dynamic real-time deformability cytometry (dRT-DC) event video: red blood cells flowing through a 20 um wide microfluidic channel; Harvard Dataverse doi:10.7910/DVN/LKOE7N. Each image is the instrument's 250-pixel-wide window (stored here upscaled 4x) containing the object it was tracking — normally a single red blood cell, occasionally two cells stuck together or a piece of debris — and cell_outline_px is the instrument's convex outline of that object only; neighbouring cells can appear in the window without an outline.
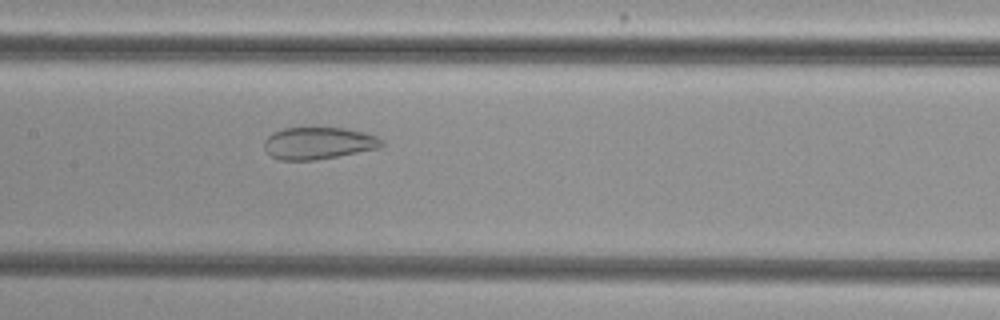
{"species": "common noctule bat (a hibernating species)", "species_latin": "Nyctalus noctula", "temperature_condition": "cold", "stored_images_in_passage": 41, "camera_frame_rate_fps": 3000, "um_per_image_px": 0.085, "animal": {"sex": "female", "body_mass_g": 29.2, "forearm_length_mm": 56.3}, "frame": {"image": 1, "passage_image": 14, "time_ms": 4.333, "image_size_px": [1000, 320], "cell_outline_px": [[384, 144], [380, 148], [316, 160], [280, 160], [272, 156], [264, 148], [264, 140], [268, 136], [284, 128], [344, 128], [364, 132], [376, 136], [384, 140]], "centroid_in_image_um": [27.1, 12.17], "position_along_channel_um": 180.3, "area_um2": 21.85}}
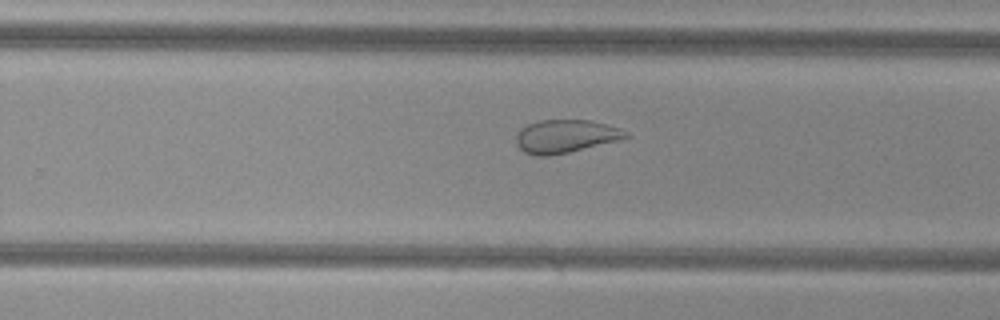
{"frame": {"image": 2, "passage_image": 22, "time_ms": 7.0, "image_size_px": [1000, 320], "cell_outline_px": [[632, 136], [624, 140], [552, 156], [536, 156], [524, 152], [516, 144], [516, 136], [520, 128], [528, 124], [540, 120], [588, 120], [620, 128], [628, 132]], "centroid_in_image_um": [48.11, 11.6], "position_along_channel_um": 281.7, "area_um2": 21.56}}
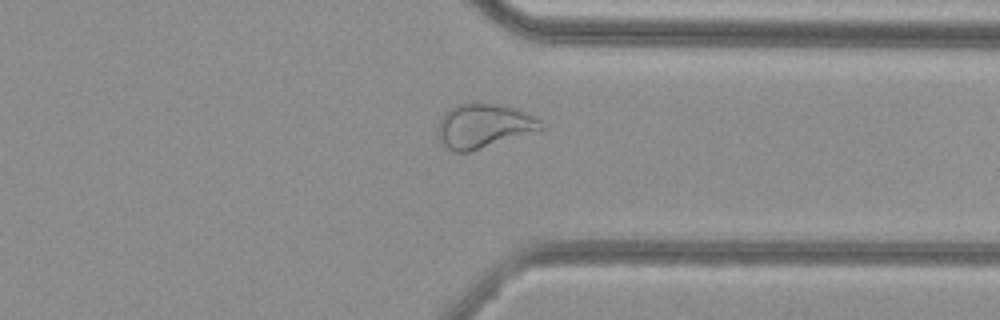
{"frame": {"image": 3, "passage_image": 29, "time_ms": 9.333, "image_size_px": [1000, 320], "cell_outline_px": [[544, 128], [468, 152], [456, 152], [448, 148], [440, 140], [440, 120], [444, 112], [448, 108], [456, 104], [472, 100], [476, 100], [496, 104], [532, 116], [540, 120], [544, 124]], "centroid_in_image_um": [41.05, 10.66], "position_along_channel_um": 370.3, "area_um2": 26.01}, "authors_computed_cell_mechanics": {"area_um2": 26.588, "velocity_mm_per_s": 3.8129, "shape_relaxation_time_tau1_ms": null, "shape_relaxation_time_tau2_ms": 1.4074, "deformation_change_tau1": null, "deformation_change_tau2": 0.0774}}